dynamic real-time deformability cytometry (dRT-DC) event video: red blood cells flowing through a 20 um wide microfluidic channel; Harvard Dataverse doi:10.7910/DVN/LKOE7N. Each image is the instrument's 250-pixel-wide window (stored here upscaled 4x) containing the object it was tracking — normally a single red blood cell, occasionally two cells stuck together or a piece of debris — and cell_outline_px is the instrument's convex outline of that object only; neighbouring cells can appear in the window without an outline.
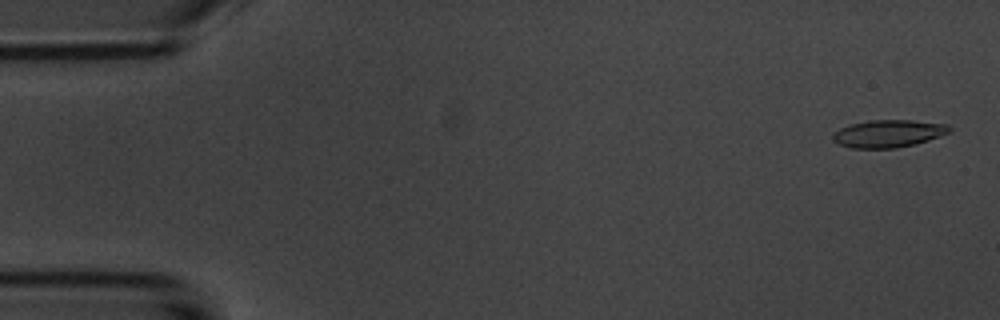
{"species": "common noctule bat (a hibernating species)", "species_latin": "Nyctalus noctula", "temperature_condition": "room temperature", "stored_images_in_passage": 10, "camera_frame_rate_fps": 3000, "um_per_image_px": 0.085, "animal": {"sex": "male", "body_mass_g": 20.1, "forearm_length_mm": 53.5}, "frame": {"image": 1, "passage_image": 2, "time_ms": 0.333, "image_size_px": [1000, 320], "cell_outline_px": [[952, 132], [916, 144], [896, 148], [852, 148], [840, 144], [832, 140], [832, 136], [840, 128], [848, 124], [868, 120], [912, 120], [948, 124], [952, 128]], "centroid_in_image_um": [75.54, 11.34], "position_along_channel_um": 9.5, "area_um2": 18.84}}